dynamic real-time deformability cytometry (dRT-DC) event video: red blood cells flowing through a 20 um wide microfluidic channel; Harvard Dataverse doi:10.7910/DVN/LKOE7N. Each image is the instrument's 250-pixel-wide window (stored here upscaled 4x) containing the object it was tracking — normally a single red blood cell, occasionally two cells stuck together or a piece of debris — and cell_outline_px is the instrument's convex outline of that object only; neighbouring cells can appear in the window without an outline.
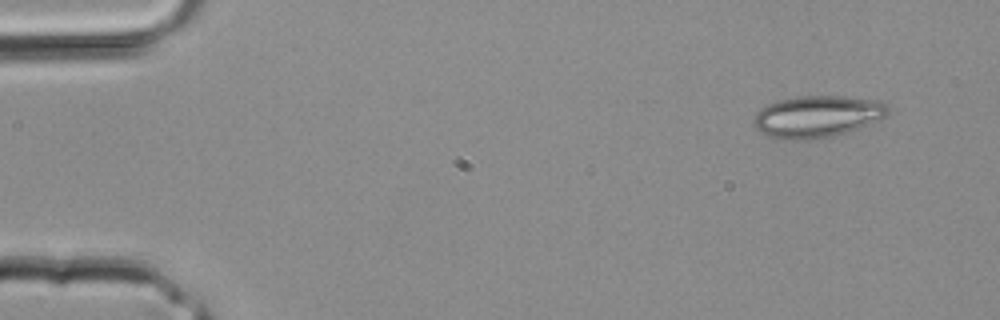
{"species": "common noctule bat (a hibernating species)", "species_latin": "Nyctalus noctula", "temperature_condition": "room temperature", "stored_images_in_passage": 4, "camera_frame_rate_fps": 3000, "um_per_image_px": 0.085, "animal": {"sex": "male", "body_mass_g": 20.4}, "frame": {"image": 1, "passage_image": 1, "time_ms": 0.0, "image_size_px": [1000, 320], "cell_outline_px": [[888, 112], [884, 116], [868, 124], [848, 132], [832, 136], [808, 140], [784, 140], [764, 136], [756, 128], [752, 120], [756, 112], [760, 108], [768, 104], [780, 100], [800, 96], [844, 96], [880, 100], [888, 104]], "centroid_in_image_um": [69.42, 9.91], "position_along_channel_um": 15.6, "area_um2": 32.95}}
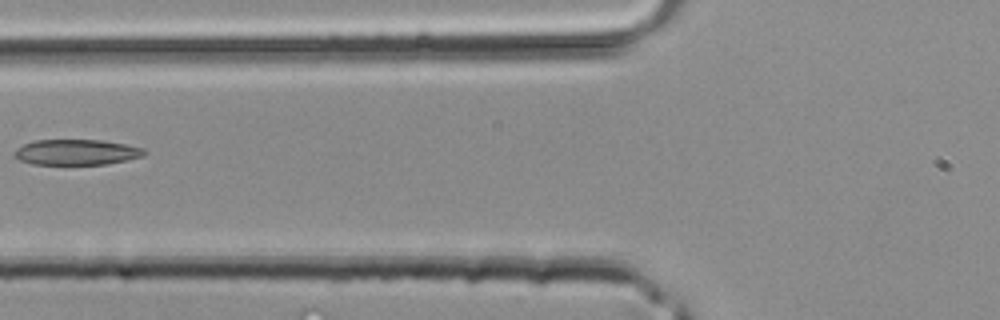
{"frame": {"image": 2, "passage_image": 4, "time_ms": 1.0, "image_size_px": [1000, 320], "cell_outline_px": [[144, 156], [108, 164], [32, 164], [20, 160], [12, 152], [16, 148], [24, 144], [36, 140], [100, 140], [124, 144], [144, 148]], "centroid_in_image_um": [6.48, 12.93], "position_along_channel_um": 119.3, "area_um2": 19.19}}